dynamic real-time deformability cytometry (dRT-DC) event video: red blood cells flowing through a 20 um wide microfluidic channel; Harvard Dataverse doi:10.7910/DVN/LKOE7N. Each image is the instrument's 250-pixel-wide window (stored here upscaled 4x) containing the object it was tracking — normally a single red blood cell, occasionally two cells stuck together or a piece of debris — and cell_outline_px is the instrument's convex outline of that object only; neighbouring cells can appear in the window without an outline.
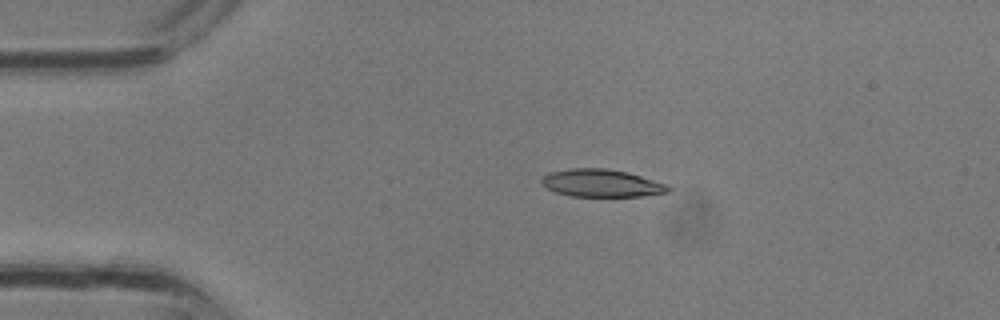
{"species": "common noctule bat (a hibernating species)", "species_latin": "Nyctalus noctula", "temperature_condition": "room temperature", "stored_images_in_passage": 3, "camera_frame_rate_fps": 3000, "um_per_image_px": 0.085, "animal": {"sex": "male", "body_mass_g": 13.3}, "frame": {"image": 1, "passage_image": 2, "time_ms": 0.333, "image_size_px": [1000, 320], "cell_outline_px": [[672, 188], [668, 192], [640, 196], [572, 196], [556, 192], [540, 184], [540, 180], [548, 172], [568, 168], [608, 168], [628, 172], [668, 184]], "centroid_in_image_um": [51.12, 15.55], "position_along_channel_um": 33.9, "area_um2": 20.52}}